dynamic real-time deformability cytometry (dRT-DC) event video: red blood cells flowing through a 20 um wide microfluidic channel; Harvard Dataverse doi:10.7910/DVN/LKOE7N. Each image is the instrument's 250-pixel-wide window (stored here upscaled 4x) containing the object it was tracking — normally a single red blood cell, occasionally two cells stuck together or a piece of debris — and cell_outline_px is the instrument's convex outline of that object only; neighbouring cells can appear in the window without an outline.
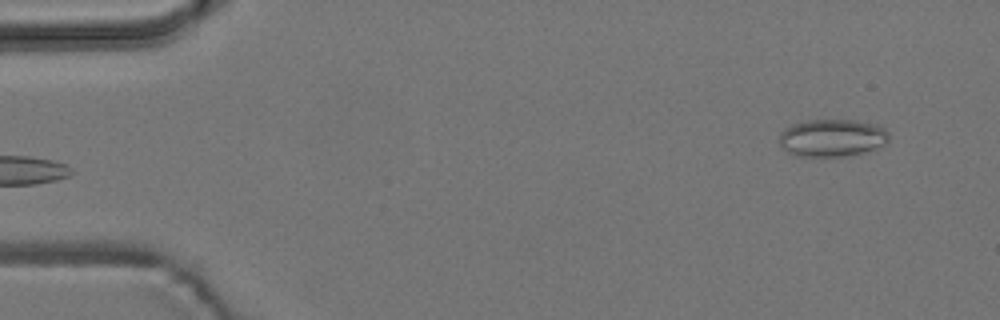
{"species": "common noctule bat (a hibernating species)", "species_latin": "Nyctalus noctula", "temperature_condition": "room temperature", "stored_images_in_passage": 2, "camera_frame_rate_fps": 3000, "um_per_image_px": 0.085, "animal": {"sex": "male", "body_mass_g": 19.2, "forearm_length_mm": 51.8}, "frame": {"image": 1, "passage_image": 2, "time_ms": 1.333, "image_size_px": [1000, 320], "cell_outline_px": [[888, 140], [884, 148], [844, 156], [796, 156], [788, 152], [780, 144], [780, 132], [784, 128], [792, 124], [808, 120], [856, 120], [880, 124], [888, 132]], "centroid_in_image_um": [70.79, 11.71], "position_along_channel_um": 14.2, "area_um2": 24.33}}